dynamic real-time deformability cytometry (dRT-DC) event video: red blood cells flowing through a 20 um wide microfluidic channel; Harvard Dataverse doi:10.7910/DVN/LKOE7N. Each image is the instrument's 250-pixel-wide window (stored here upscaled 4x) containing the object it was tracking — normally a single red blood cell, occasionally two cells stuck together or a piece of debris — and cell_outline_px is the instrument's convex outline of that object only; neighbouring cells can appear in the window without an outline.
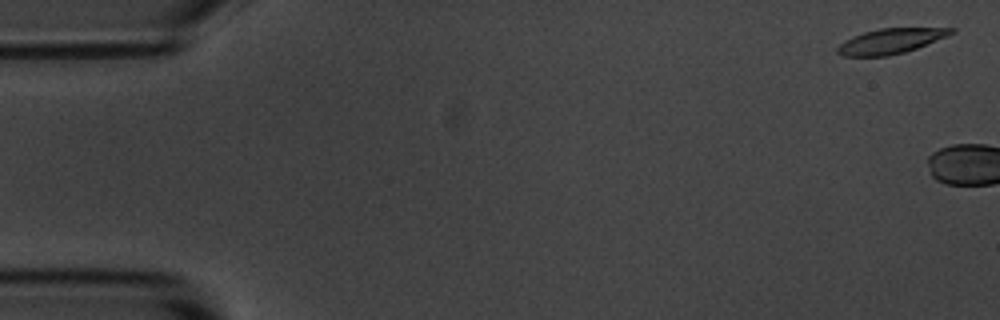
{"species": "common noctule bat (a hibernating species)", "species_latin": "Nyctalus noctula", "temperature_condition": "room temperature", "stored_images_in_passage": 5, "camera_frame_rate_fps": 3000, "um_per_image_px": 0.085, "animal": {"sex": "male", "body_mass_g": 20.1, "forearm_length_mm": 53.5}, "frame": {"image": 1, "passage_image": 2, "time_ms": 0.333, "image_size_px": [1000, 320], "cell_outline_px": [[956, 32], [948, 36], [916, 48], [904, 52], [888, 56], [844, 56], [836, 52], [836, 48], [844, 40], [852, 36], [864, 32], [880, 28], [956, 28]], "centroid_in_image_um": [75.7, 3.49], "position_along_channel_um": 9.3, "area_um2": 16.65}}